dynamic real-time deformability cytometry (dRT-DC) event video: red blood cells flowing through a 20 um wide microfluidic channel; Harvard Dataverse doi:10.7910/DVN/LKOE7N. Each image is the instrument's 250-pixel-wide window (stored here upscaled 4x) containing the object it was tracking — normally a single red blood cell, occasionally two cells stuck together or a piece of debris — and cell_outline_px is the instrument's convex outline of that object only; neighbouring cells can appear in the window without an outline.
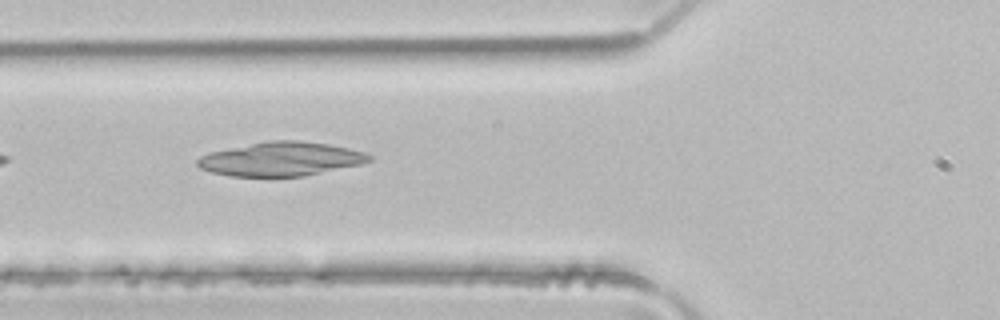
{"species": "common noctule bat (a hibernating species)", "species_latin": "Nyctalus noctula", "temperature_condition": "room temperature", "stored_images_in_passage": 6, "camera_frame_rate_fps": 3000, "um_per_image_px": 0.085, "animal": {"sex": "male", "body_mass_g": 21.5, "forearm_length_mm": 52.0}, "frame": {"image": 1, "passage_image": 5, "time_ms": 1.333, "image_size_px": [1000, 320], "cell_outline_px": [[372, 160], [360, 164], [304, 176], [232, 176], [212, 172], [200, 168], [196, 164], [196, 160], [200, 156], [208, 152], [268, 140], [296, 140], [328, 144], [348, 148], [364, 152], [372, 156]], "centroid_in_image_um": [23.85, 13.51], "position_along_channel_um": 101.9, "area_um2": 33.81}}
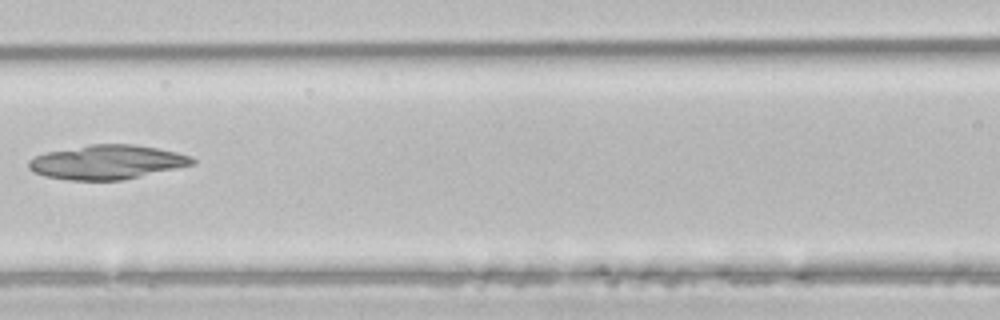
{"frame": {"image": 2, "passage_image": 6, "time_ms": 1.667, "image_size_px": [1000, 320], "cell_outline_px": [[196, 164], [140, 176], [120, 180], [68, 180], [44, 176], [32, 172], [28, 168], [28, 160], [44, 152], [92, 144], [132, 144], [156, 148], [176, 152], [192, 156], [196, 160]], "centroid_in_image_um": [9.08, 13.78], "position_along_channel_um": 157.5, "area_um2": 32.66}}